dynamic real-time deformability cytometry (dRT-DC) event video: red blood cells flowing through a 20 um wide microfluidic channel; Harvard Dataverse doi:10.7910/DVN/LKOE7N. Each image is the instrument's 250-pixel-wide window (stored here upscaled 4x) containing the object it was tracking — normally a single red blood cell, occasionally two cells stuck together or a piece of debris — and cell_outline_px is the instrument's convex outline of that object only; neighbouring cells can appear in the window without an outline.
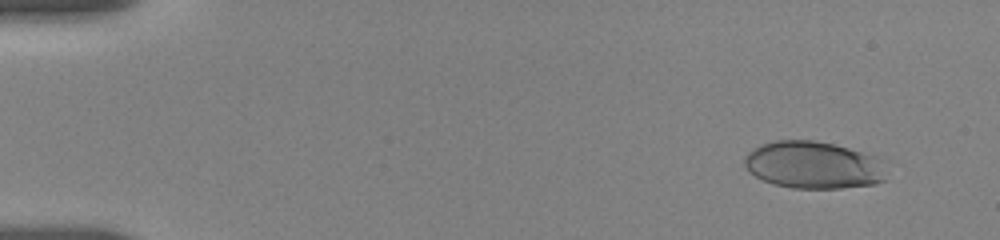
{"species": "human", "species_latin": "Homo sapiens", "temperature_condition": "room temperature", "stored_images_in_passage": 15, "camera_frame_rate_fps": 3000, "um_per_image_px": 0.085, "donor": {"sex": "female"}, "frame": {"image": 1, "passage_image": 5, "time_ms": 1.333, "image_size_px": [1000, 240], "cell_outline_px": [[884, 180], [876, 184], [840, 188], [792, 188], [772, 184], [748, 172], [744, 164], [744, 156], [748, 152], [760, 144], [776, 140], [812, 140], [832, 144], [848, 148], [872, 156], [880, 160]], "centroid_in_image_um": [69.05, 14.03], "position_along_channel_um": 16.0, "area_um2": 38.78}}